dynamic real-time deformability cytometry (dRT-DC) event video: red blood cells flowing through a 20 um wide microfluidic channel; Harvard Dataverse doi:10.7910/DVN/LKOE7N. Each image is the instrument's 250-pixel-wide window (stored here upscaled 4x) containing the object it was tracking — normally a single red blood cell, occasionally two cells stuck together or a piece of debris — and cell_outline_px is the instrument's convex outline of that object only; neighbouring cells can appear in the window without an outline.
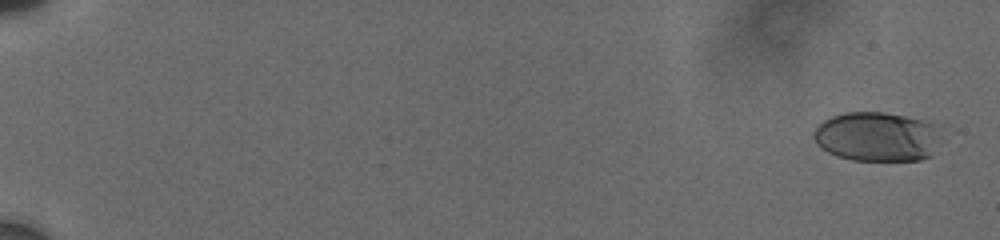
{"species": "human", "species_latin": "Homo sapiens", "temperature_condition": "cold", "stored_images_in_passage": 7, "camera_frame_rate_fps": 3000, "um_per_image_px": 0.085, "donor": {"sex": "male"}, "frame": {"image": 1, "passage_image": 2, "time_ms": 0.667, "image_size_px": [1000, 240], "cell_outline_px": [[932, 156], [920, 160], [852, 160], [836, 156], [820, 148], [816, 144], [812, 136], [812, 132], [824, 120], [832, 116], [844, 112], [884, 112], [904, 116], [920, 120], [932, 124]], "centroid_in_image_um": [74.36, 11.62], "position_along_channel_um": 10.6, "area_um2": 35.72}}